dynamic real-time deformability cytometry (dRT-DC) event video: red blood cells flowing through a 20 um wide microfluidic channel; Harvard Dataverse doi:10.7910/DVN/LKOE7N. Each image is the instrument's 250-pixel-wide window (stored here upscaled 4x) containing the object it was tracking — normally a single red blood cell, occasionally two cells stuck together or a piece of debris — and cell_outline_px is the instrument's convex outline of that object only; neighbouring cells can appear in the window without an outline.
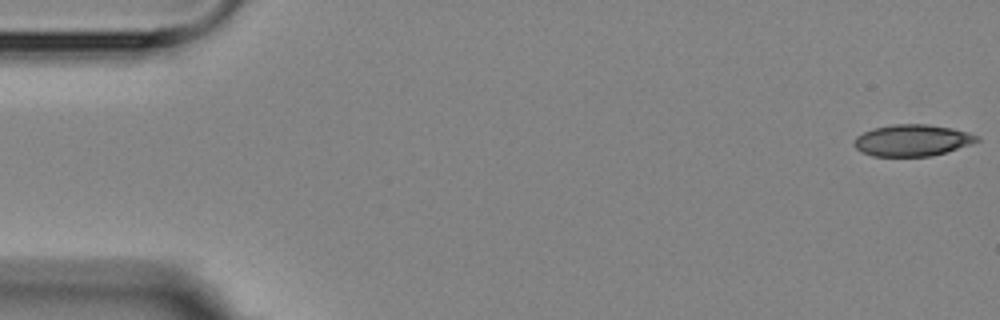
{"species": "Egyptian fruit bat (a non-hibernating species)", "species_latin": "Rousettus aegyptiacus", "temperature_condition": "room temperature", "stored_images_in_passage": 4, "camera_frame_rate_fps": 3000, "um_per_image_px": 0.085, "animal": {"sex": "female"}, "frame": {"image": 1, "passage_image": 1, "time_ms": 0.0, "image_size_px": [1000, 320], "cell_outline_px": [[980, 140], [972, 144], [948, 152], [932, 156], [872, 156], [860, 152], [852, 144], [856, 136], [872, 128], [892, 124], [928, 124], [952, 128], [968, 132], [980, 136]], "centroid_in_image_um": [77.55, 11.93], "position_along_channel_um": 7.5, "area_um2": 22.95}}